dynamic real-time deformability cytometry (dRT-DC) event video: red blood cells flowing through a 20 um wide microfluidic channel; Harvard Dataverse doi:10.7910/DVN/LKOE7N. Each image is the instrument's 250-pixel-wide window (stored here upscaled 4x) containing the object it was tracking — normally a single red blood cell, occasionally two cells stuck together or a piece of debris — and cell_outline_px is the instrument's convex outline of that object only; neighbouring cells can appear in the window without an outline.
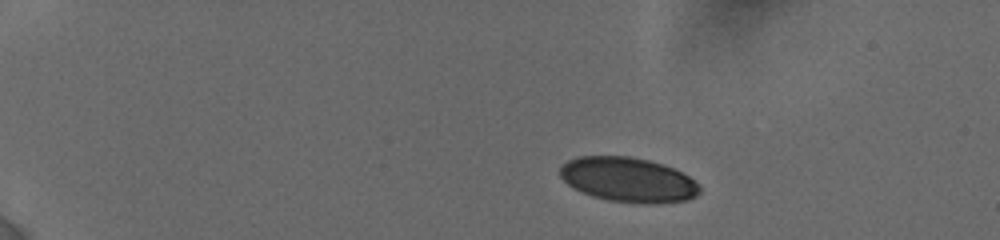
{"species": "human", "species_latin": "Homo sapiens", "temperature_condition": "cold", "stored_images_in_passage": 44, "camera_frame_rate_fps": 3000, "um_per_image_px": 0.085, "donor": {"sex": "female"}, "frame": {"image": 1, "passage_image": 1, "time_ms": 0.0, "image_size_px": [1000, 240], "cell_outline_px": [[700, 192], [696, 196], [688, 200], [656, 204], [644, 204], [608, 200], [592, 196], [572, 188], [560, 176], [560, 164], [568, 160], [580, 156], [628, 156], [648, 160], [664, 164], [688, 176], [700, 184]], "centroid_in_image_um": [53.39, 15.28], "position_along_channel_um": 31.6, "area_um2": 36.59}}
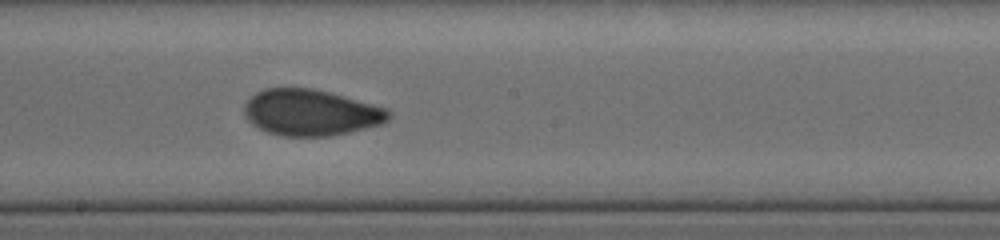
{"frame": {"image": 2, "passage_image": 27, "time_ms": 7.667, "image_size_px": [1000, 240], "cell_outline_px": [[392, 116], [388, 120], [380, 124], [332, 136], [284, 136], [268, 132], [252, 124], [244, 116], [244, 104], [256, 92], [264, 88], [312, 88], [328, 92], [388, 108]], "centroid_in_image_um": [26.41, 9.56], "position_along_channel_um": 221.8, "area_um2": 38.73}}
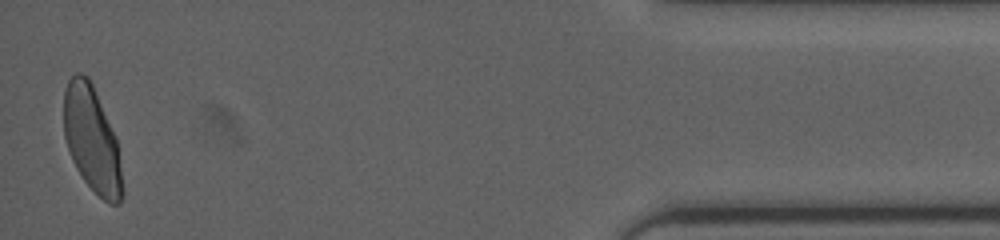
{"frame": {"image": 3, "passage_image": 44, "time_ms": 14.667, "image_size_px": [1000, 240], "cell_outline_px": [[124, 196], [120, 204], [108, 204], [84, 180], [76, 168], [72, 160], [64, 136], [64, 92], [68, 80], [76, 72], [80, 72], [88, 76], [92, 84], [116, 140], [124, 192]], "centroid_in_image_um": [7.8, 11.88], "position_along_channel_um": 427.4, "area_um2": 35.55}, "authors_computed_cell_mechanics": {"area_um2": 38.0902, "velocity_mm_per_s": 3.8214, "shape_relaxation_time_tau1_ms": 5.7468, "shape_relaxation_time_tau2_ms": 1.0627, "deformation_change_tau1": 0.1481, "deformation_change_tau2": 0.0474}}